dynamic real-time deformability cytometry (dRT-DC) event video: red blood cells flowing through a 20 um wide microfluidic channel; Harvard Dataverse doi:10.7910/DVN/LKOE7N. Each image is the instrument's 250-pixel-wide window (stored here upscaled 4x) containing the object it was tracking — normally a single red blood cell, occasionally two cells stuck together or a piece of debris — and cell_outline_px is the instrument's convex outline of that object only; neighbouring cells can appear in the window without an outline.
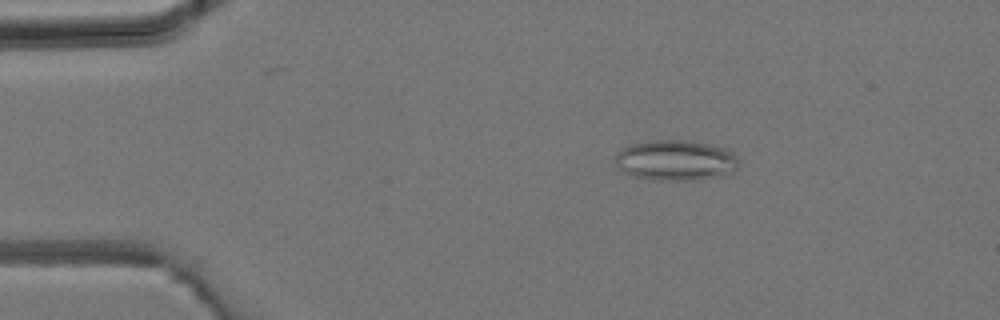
{"species": "common noctule bat (a hibernating species)", "species_latin": "Nyctalus noctula", "temperature_condition": "room temperature", "stored_images_in_passage": 7, "camera_frame_rate_fps": 3000, "um_per_image_px": 0.085, "animal": {"sex": "male", "body_mass_g": 19.2, "forearm_length_mm": 51.8}, "frame": {"image": 1, "passage_image": 3, "time_ms": 2.333, "image_size_px": [1000, 320], "cell_outline_px": [[740, 160], [736, 172], [720, 176], [696, 180], [652, 180], [636, 176], [620, 168], [616, 164], [616, 152], [620, 148], [632, 144], [648, 140], [680, 140], [708, 144], [724, 148], [736, 156]], "centroid_in_image_um": [57.46, 13.63], "position_along_channel_um": 27.5, "area_um2": 29.13}}